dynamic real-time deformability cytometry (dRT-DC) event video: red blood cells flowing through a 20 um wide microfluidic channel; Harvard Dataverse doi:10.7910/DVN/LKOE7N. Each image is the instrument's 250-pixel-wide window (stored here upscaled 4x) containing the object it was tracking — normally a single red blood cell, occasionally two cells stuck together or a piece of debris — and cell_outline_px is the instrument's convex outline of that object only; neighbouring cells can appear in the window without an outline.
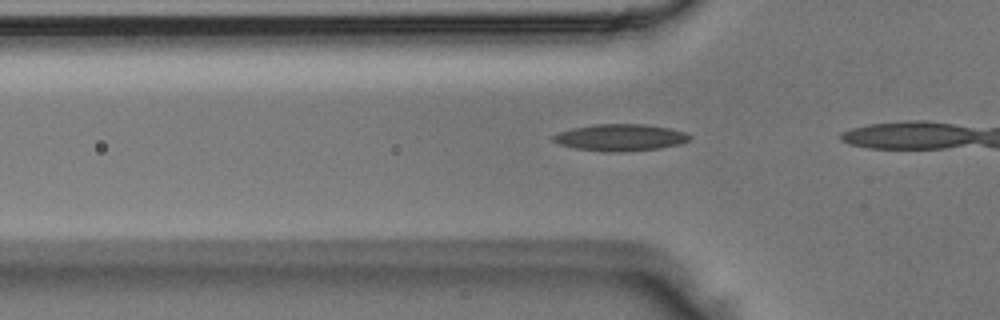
{"species": "Egyptian fruit bat (a non-hibernating species)", "species_latin": "Rousettus aegyptiacus", "temperature_condition": "room temperature", "stored_images_in_passage": 6, "camera_frame_rate_fps": 3000, "um_per_image_px": 0.085, "animal": {"sex": "male"}, "frame": {"image": 1, "passage_image": 4, "time_ms": 1.0, "image_size_px": [1000, 320], "cell_outline_px": [[692, 136], [688, 140], [680, 144], [660, 148], [628, 152], [604, 152], [576, 148], [560, 144], [552, 140], [552, 136], [560, 132], [572, 128], [596, 124], [644, 124], [668, 128], [684, 132]], "centroid_in_image_um": [52.73, 11.69], "position_along_channel_um": 73.1, "area_um2": 21.27}}